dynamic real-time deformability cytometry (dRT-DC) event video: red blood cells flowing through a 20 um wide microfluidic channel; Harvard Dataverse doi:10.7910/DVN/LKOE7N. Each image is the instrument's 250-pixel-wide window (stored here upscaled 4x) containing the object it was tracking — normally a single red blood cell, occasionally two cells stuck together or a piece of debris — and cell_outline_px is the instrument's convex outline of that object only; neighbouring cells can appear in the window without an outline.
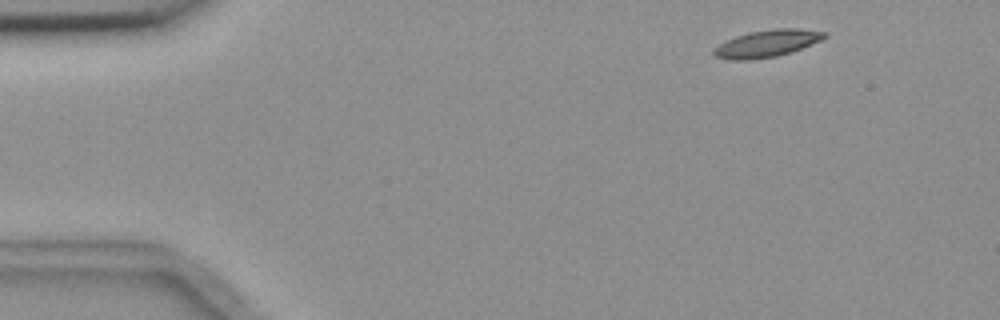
{"species": "common noctule bat (a hibernating species)", "species_latin": "Nyctalus noctula", "temperature_condition": "room temperature", "stored_images_in_passage": 4, "camera_frame_rate_fps": 3000, "um_per_image_px": 0.085, "animal": {"sex": "female", "body_mass_g": 18.4}, "frame": {"image": 1, "passage_image": 1, "time_ms": 0.0, "image_size_px": [1000, 320], "cell_outline_px": [[828, 36], [812, 44], [792, 52], [776, 56], [748, 60], [728, 60], [716, 56], [712, 52], [712, 48], [736, 36], [748, 32], [776, 28], [796, 28], [828, 32]], "centroid_in_image_um": [65.2, 3.69], "position_along_channel_um": 19.8, "area_um2": 17.51}}